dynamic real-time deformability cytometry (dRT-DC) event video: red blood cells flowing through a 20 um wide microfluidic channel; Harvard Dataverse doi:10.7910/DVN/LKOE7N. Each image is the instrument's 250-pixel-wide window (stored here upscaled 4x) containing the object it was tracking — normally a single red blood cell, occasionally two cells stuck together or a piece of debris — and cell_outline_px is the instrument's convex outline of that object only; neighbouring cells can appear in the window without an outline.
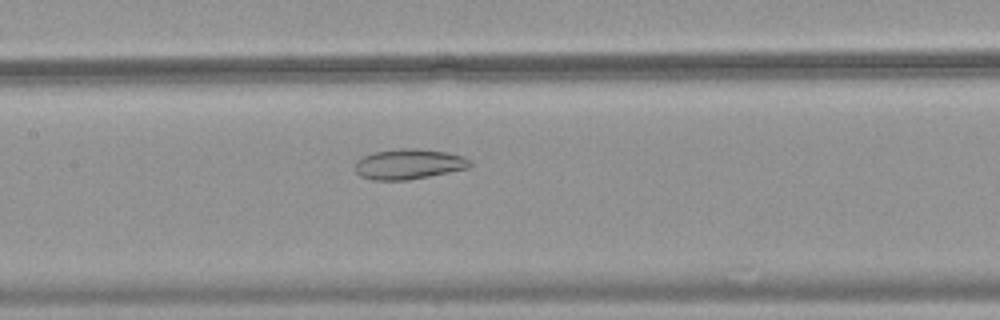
{"species": "common noctule bat (a hibernating species)", "species_latin": "Nyctalus noctula", "temperature_condition": "warm", "stored_images_in_passage": 52, "camera_frame_rate_fps": 3000, "um_per_image_px": 0.085, "animal": {"sex": "female", "body_mass_g": 18.4}, "frame": {"image": 1, "passage_image": 26, "time_ms": 8.333, "image_size_px": [1000, 320], "cell_outline_px": [[472, 164], [468, 168], [408, 180], [372, 180], [360, 176], [352, 168], [356, 160], [372, 152], [400, 148], [416, 148], [444, 152], [464, 156]], "centroid_in_image_um": [34.67, 13.95], "position_along_channel_um": 172.7, "area_um2": 20.35}}
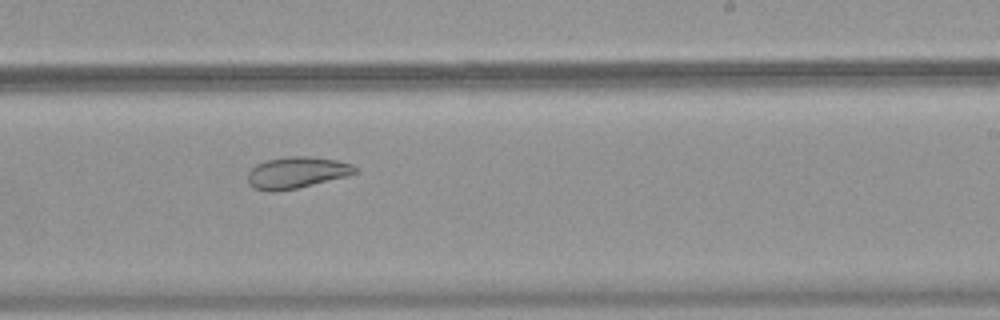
{"frame": {"image": 2, "passage_image": 33, "time_ms": 10.667, "image_size_px": [1000, 320], "cell_outline_px": [[356, 172], [348, 176], [296, 188], [272, 192], [252, 188], [248, 184], [248, 172], [256, 164], [264, 160], [288, 156], [308, 156], [336, 160], [352, 164], [356, 168]], "centroid_in_image_um": [25.17, 14.66], "position_along_channel_um": 263.8, "area_um2": 19.71}}
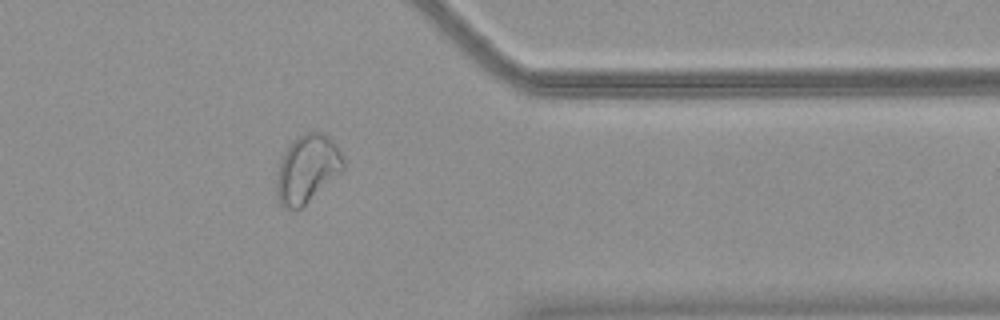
{"frame": {"image": 3, "passage_image": 43, "time_ms": 14.0, "image_size_px": [1000, 320], "cell_outline_px": [[344, 168], [340, 172], [300, 208], [284, 208], [280, 204], [276, 192], [276, 176], [280, 160], [288, 144], [304, 132], [324, 132], [336, 144], [344, 156]], "centroid_in_image_um": [26.1, 14.31], "position_along_channel_um": 385.3, "area_um2": 26.24}}